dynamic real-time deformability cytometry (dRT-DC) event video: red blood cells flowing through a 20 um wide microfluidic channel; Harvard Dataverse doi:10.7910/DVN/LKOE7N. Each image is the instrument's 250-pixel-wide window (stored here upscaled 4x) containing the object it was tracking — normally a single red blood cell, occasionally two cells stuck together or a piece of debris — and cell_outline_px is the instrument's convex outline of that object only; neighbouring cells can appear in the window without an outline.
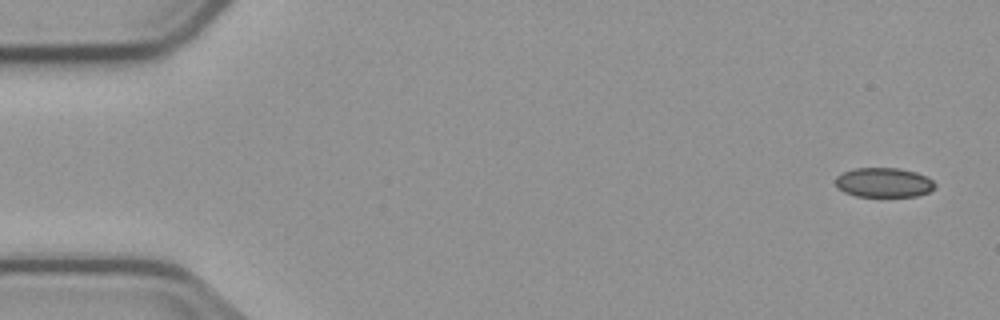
{"species": "common noctule bat (a hibernating species)", "species_latin": "Nyctalus noctula", "temperature_condition": "cold", "stored_images_in_passage": 6, "camera_frame_rate_fps": 3000, "um_per_image_px": 0.085, "animal": {"sex": "male", "body_mass_g": 23.1, "forearm_length_mm": 52.7}, "frame": {"image": 1, "passage_image": 1, "time_ms": 0.0, "image_size_px": [1000, 320], "cell_outline_px": [[936, 188], [928, 192], [916, 196], [856, 196], [844, 192], [836, 188], [836, 176], [844, 172], [856, 168], [900, 168], [916, 172], [932, 180], [936, 184]], "centroid_in_image_um": [75.12, 15.51], "position_along_channel_um": 9.9, "area_um2": 17.11}}
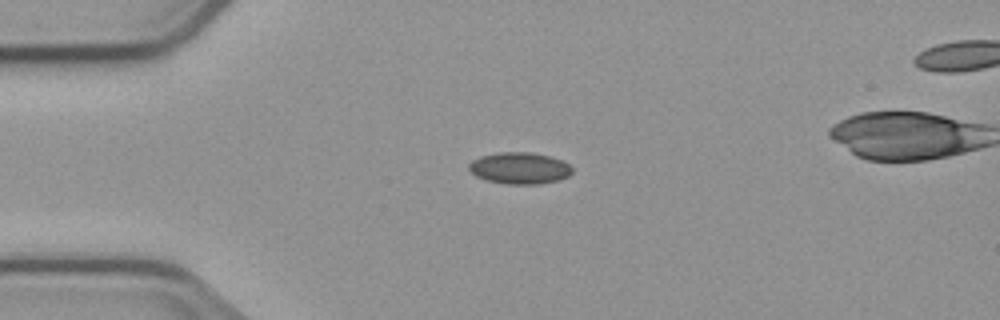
{"frame": {"image": 2, "passage_image": 4, "time_ms": 3.667, "image_size_px": [1000, 320], "cell_outline_px": [[572, 172], [568, 176], [556, 180], [540, 184], [508, 184], [484, 180], [476, 176], [468, 168], [468, 164], [472, 160], [480, 156], [500, 152], [532, 152], [552, 156], [568, 164], [572, 168]], "centroid_in_image_um": [44.14, 14.28], "position_along_channel_um": 40.9, "area_um2": 19.07}}